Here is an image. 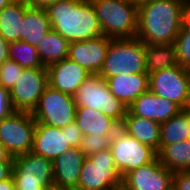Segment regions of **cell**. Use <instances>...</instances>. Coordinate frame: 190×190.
<instances>
[{"label": "cell", "instance_id": "cell-8", "mask_svg": "<svg viewBox=\"0 0 190 190\" xmlns=\"http://www.w3.org/2000/svg\"><path fill=\"white\" fill-rule=\"evenodd\" d=\"M109 149L121 178L130 171L152 162L157 157L154 149L140 143L121 128L112 136Z\"/></svg>", "mask_w": 190, "mask_h": 190}, {"label": "cell", "instance_id": "cell-1", "mask_svg": "<svg viewBox=\"0 0 190 190\" xmlns=\"http://www.w3.org/2000/svg\"><path fill=\"white\" fill-rule=\"evenodd\" d=\"M185 0H151L138 6L136 37L144 43H175Z\"/></svg>", "mask_w": 190, "mask_h": 190}, {"label": "cell", "instance_id": "cell-15", "mask_svg": "<svg viewBox=\"0 0 190 190\" xmlns=\"http://www.w3.org/2000/svg\"><path fill=\"white\" fill-rule=\"evenodd\" d=\"M182 110L177 104L148 90L142 93L131 105L128 111L136 116L163 123Z\"/></svg>", "mask_w": 190, "mask_h": 190}, {"label": "cell", "instance_id": "cell-22", "mask_svg": "<svg viewBox=\"0 0 190 190\" xmlns=\"http://www.w3.org/2000/svg\"><path fill=\"white\" fill-rule=\"evenodd\" d=\"M21 40L36 46L51 30L50 21L45 8L29 6L22 21Z\"/></svg>", "mask_w": 190, "mask_h": 190}, {"label": "cell", "instance_id": "cell-41", "mask_svg": "<svg viewBox=\"0 0 190 190\" xmlns=\"http://www.w3.org/2000/svg\"><path fill=\"white\" fill-rule=\"evenodd\" d=\"M13 159L11 153L0 143V161H13Z\"/></svg>", "mask_w": 190, "mask_h": 190}, {"label": "cell", "instance_id": "cell-12", "mask_svg": "<svg viewBox=\"0 0 190 190\" xmlns=\"http://www.w3.org/2000/svg\"><path fill=\"white\" fill-rule=\"evenodd\" d=\"M173 173L156 157L152 162L127 173L122 178L121 187L125 190H170L173 187Z\"/></svg>", "mask_w": 190, "mask_h": 190}, {"label": "cell", "instance_id": "cell-45", "mask_svg": "<svg viewBox=\"0 0 190 190\" xmlns=\"http://www.w3.org/2000/svg\"><path fill=\"white\" fill-rule=\"evenodd\" d=\"M188 114H189V117H190V109H188ZM189 136H190V131H189ZM190 140V138H189Z\"/></svg>", "mask_w": 190, "mask_h": 190}, {"label": "cell", "instance_id": "cell-16", "mask_svg": "<svg viewBox=\"0 0 190 190\" xmlns=\"http://www.w3.org/2000/svg\"><path fill=\"white\" fill-rule=\"evenodd\" d=\"M70 148L61 128L36 122L31 152L53 162Z\"/></svg>", "mask_w": 190, "mask_h": 190}, {"label": "cell", "instance_id": "cell-28", "mask_svg": "<svg viewBox=\"0 0 190 190\" xmlns=\"http://www.w3.org/2000/svg\"><path fill=\"white\" fill-rule=\"evenodd\" d=\"M8 60L17 62L23 69L46 68L39 59L37 48L22 40L9 42Z\"/></svg>", "mask_w": 190, "mask_h": 190}, {"label": "cell", "instance_id": "cell-10", "mask_svg": "<svg viewBox=\"0 0 190 190\" xmlns=\"http://www.w3.org/2000/svg\"><path fill=\"white\" fill-rule=\"evenodd\" d=\"M35 127L32 112L14 111L0 121V143L13 157L31 152Z\"/></svg>", "mask_w": 190, "mask_h": 190}, {"label": "cell", "instance_id": "cell-26", "mask_svg": "<svg viewBox=\"0 0 190 190\" xmlns=\"http://www.w3.org/2000/svg\"><path fill=\"white\" fill-rule=\"evenodd\" d=\"M157 157L167 169L176 171L190 170V140L163 146Z\"/></svg>", "mask_w": 190, "mask_h": 190}, {"label": "cell", "instance_id": "cell-11", "mask_svg": "<svg viewBox=\"0 0 190 190\" xmlns=\"http://www.w3.org/2000/svg\"><path fill=\"white\" fill-rule=\"evenodd\" d=\"M48 85L46 68L23 69L10 92V100L15 111L32 112Z\"/></svg>", "mask_w": 190, "mask_h": 190}, {"label": "cell", "instance_id": "cell-40", "mask_svg": "<svg viewBox=\"0 0 190 190\" xmlns=\"http://www.w3.org/2000/svg\"><path fill=\"white\" fill-rule=\"evenodd\" d=\"M0 190H16L13 176L0 182Z\"/></svg>", "mask_w": 190, "mask_h": 190}, {"label": "cell", "instance_id": "cell-24", "mask_svg": "<svg viewBox=\"0 0 190 190\" xmlns=\"http://www.w3.org/2000/svg\"><path fill=\"white\" fill-rule=\"evenodd\" d=\"M70 42L51 29L35 46L44 67L68 57Z\"/></svg>", "mask_w": 190, "mask_h": 190}, {"label": "cell", "instance_id": "cell-2", "mask_svg": "<svg viewBox=\"0 0 190 190\" xmlns=\"http://www.w3.org/2000/svg\"><path fill=\"white\" fill-rule=\"evenodd\" d=\"M51 29L69 42L103 35L90 0H59L46 8Z\"/></svg>", "mask_w": 190, "mask_h": 190}, {"label": "cell", "instance_id": "cell-33", "mask_svg": "<svg viewBox=\"0 0 190 190\" xmlns=\"http://www.w3.org/2000/svg\"><path fill=\"white\" fill-rule=\"evenodd\" d=\"M62 132H66V137L69 146L72 148H79L83 140V134L77 123L74 121L62 128Z\"/></svg>", "mask_w": 190, "mask_h": 190}, {"label": "cell", "instance_id": "cell-39", "mask_svg": "<svg viewBox=\"0 0 190 190\" xmlns=\"http://www.w3.org/2000/svg\"><path fill=\"white\" fill-rule=\"evenodd\" d=\"M29 6L46 8L48 5L58 2L59 0H25Z\"/></svg>", "mask_w": 190, "mask_h": 190}, {"label": "cell", "instance_id": "cell-38", "mask_svg": "<svg viewBox=\"0 0 190 190\" xmlns=\"http://www.w3.org/2000/svg\"><path fill=\"white\" fill-rule=\"evenodd\" d=\"M9 43L0 36V65L8 60Z\"/></svg>", "mask_w": 190, "mask_h": 190}, {"label": "cell", "instance_id": "cell-4", "mask_svg": "<svg viewBox=\"0 0 190 190\" xmlns=\"http://www.w3.org/2000/svg\"><path fill=\"white\" fill-rule=\"evenodd\" d=\"M136 73H148L144 42L137 37L132 39H112L99 75L107 79L120 74Z\"/></svg>", "mask_w": 190, "mask_h": 190}, {"label": "cell", "instance_id": "cell-37", "mask_svg": "<svg viewBox=\"0 0 190 190\" xmlns=\"http://www.w3.org/2000/svg\"><path fill=\"white\" fill-rule=\"evenodd\" d=\"M181 29H190V0H185L182 7Z\"/></svg>", "mask_w": 190, "mask_h": 190}, {"label": "cell", "instance_id": "cell-34", "mask_svg": "<svg viewBox=\"0 0 190 190\" xmlns=\"http://www.w3.org/2000/svg\"><path fill=\"white\" fill-rule=\"evenodd\" d=\"M14 111L9 90L0 85V121L10 116Z\"/></svg>", "mask_w": 190, "mask_h": 190}, {"label": "cell", "instance_id": "cell-5", "mask_svg": "<svg viewBox=\"0 0 190 190\" xmlns=\"http://www.w3.org/2000/svg\"><path fill=\"white\" fill-rule=\"evenodd\" d=\"M77 107L98 110L122 124L128 107L109 90L106 80L99 74L90 75L73 95Z\"/></svg>", "mask_w": 190, "mask_h": 190}, {"label": "cell", "instance_id": "cell-32", "mask_svg": "<svg viewBox=\"0 0 190 190\" xmlns=\"http://www.w3.org/2000/svg\"><path fill=\"white\" fill-rule=\"evenodd\" d=\"M16 190H40L45 185L32 172H12Z\"/></svg>", "mask_w": 190, "mask_h": 190}, {"label": "cell", "instance_id": "cell-36", "mask_svg": "<svg viewBox=\"0 0 190 190\" xmlns=\"http://www.w3.org/2000/svg\"><path fill=\"white\" fill-rule=\"evenodd\" d=\"M13 161H0V182L12 176Z\"/></svg>", "mask_w": 190, "mask_h": 190}, {"label": "cell", "instance_id": "cell-7", "mask_svg": "<svg viewBox=\"0 0 190 190\" xmlns=\"http://www.w3.org/2000/svg\"><path fill=\"white\" fill-rule=\"evenodd\" d=\"M77 106L70 94L47 85L32 115L37 123L63 128L75 121Z\"/></svg>", "mask_w": 190, "mask_h": 190}, {"label": "cell", "instance_id": "cell-35", "mask_svg": "<svg viewBox=\"0 0 190 190\" xmlns=\"http://www.w3.org/2000/svg\"><path fill=\"white\" fill-rule=\"evenodd\" d=\"M173 188L175 190H190V170L173 173Z\"/></svg>", "mask_w": 190, "mask_h": 190}, {"label": "cell", "instance_id": "cell-25", "mask_svg": "<svg viewBox=\"0 0 190 190\" xmlns=\"http://www.w3.org/2000/svg\"><path fill=\"white\" fill-rule=\"evenodd\" d=\"M190 117L188 108L160 124V149L163 146L189 140Z\"/></svg>", "mask_w": 190, "mask_h": 190}, {"label": "cell", "instance_id": "cell-14", "mask_svg": "<svg viewBox=\"0 0 190 190\" xmlns=\"http://www.w3.org/2000/svg\"><path fill=\"white\" fill-rule=\"evenodd\" d=\"M48 85L63 93L74 95L82 83L92 75L69 58L46 67Z\"/></svg>", "mask_w": 190, "mask_h": 190}, {"label": "cell", "instance_id": "cell-17", "mask_svg": "<svg viewBox=\"0 0 190 190\" xmlns=\"http://www.w3.org/2000/svg\"><path fill=\"white\" fill-rule=\"evenodd\" d=\"M80 148H70L53 163L54 185L59 190H75L85 160Z\"/></svg>", "mask_w": 190, "mask_h": 190}, {"label": "cell", "instance_id": "cell-20", "mask_svg": "<svg viewBox=\"0 0 190 190\" xmlns=\"http://www.w3.org/2000/svg\"><path fill=\"white\" fill-rule=\"evenodd\" d=\"M75 122L83 135L113 136L120 125L102 112L87 107H77Z\"/></svg>", "mask_w": 190, "mask_h": 190}, {"label": "cell", "instance_id": "cell-13", "mask_svg": "<svg viewBox=\"0 0 190 190\" xmlns=\"http://www.w3.org/2000/svg\"><path fill=\"white\" fill-rule=\"evenodd\" d=\"M111 38L101 35L85 41L70 42L68 57L91 74H99L103 68Z\"/></svg>", "mask_w": 190, "mask_h": 190}, {"label": "cell", "instance_id": "cell-3", "mask_svg": "<svg viewBox=\"0 0 190 190\" xmlns=\"http://www.w3.org/2000/svg\"><path fill=\"white\" fill-rule=\"evenodd\" d=\"M103 35L132 39L137 34L138 6L130 0H90Z\"/></svg>", "mask_w": 190, "mask_h": 190}, {"label": "cell", "instance_id": "cell-6", "mask_svg": "<svg viewBox=\"0 0 190 190\" xmlns=\"http://www.w3.org/2000/svg\"><path fill=\"white\" fill-rule=\"evenodd\" d=\"M122 178L110 149L85 158L75 190H111L121 187Z\"/></svg>", "mask_w": 190, "mask_h": 190}, {"label": "cell", "instance_id": "cell-30", "mask_svg": "<svg viewBox=\"0 0 190 190\" xmlns=\"http://www.w3.org/2000/svg\"><path fill=\"white\" fill-rule=\"evenodd\" d=\"M175 45L178 64L190 70V29H180Z\"/></svg>", "mask_w": 190, "mask_h": 190}, {"label": "cell", "instance_id": "cell-46", "mask_svg": "<svg viewBox=\"0 0 190 190\" xmlns=\"http://www.w3.org/2000/svg\"><path fill=\"white\" fill-rule=\"evenodd\" d=\"M117 190H125L124 188H122V187H119V188H117Z\"/></svg>", "mask_w": 190, "mask_h": 190}, {"label": "cell", "instance_id": "cell-9", "mask_svg": "<svg viewBox=\"0 0 190 190\" xmlns=\"http://www.w3.org/2000/svg\"><path fill=\"white\" fill-rule=\"evenodd\" d=\"M149 90L186 109L190 101V70L177 64L149 73Z\"/></svg>", "mask_w": 190, "mask_h": 190}, {"label": "cell", "instance_id": "cell-42", "mask_svg": "<svg viewBox=\"0 0 190 190\" xmlns=\"http://www.w3.org/2000/svg\"><path fill=\"white\" fill-rule=\"evenodd\" d=\"M15 0H0V11L9 4L13 3Z\"/></svg>", "mask_w": 190, "mask_h": 190}, {"label": "cell", "instance_id": "cell-44", "mask_svg": "<svg viewBox=\"0 0 190 190\" xmlns=\"http://www.w3.org/2000/svg\"><path fill=\"white\" fill-rule=\"evenodd\" d=\"M132 3L136 4L137 6H139L140 4L147 2V1H151V0H130Z\"/></svg>", "mask_w": 190, "mask_h": 190}, {"label": "cell", "instance_id": "cell-27", "mask_svg": "<svg viewBox=\"0 0 190 190\" xmlns=\"http://www.w3.org/2000/svg\"><path fill=\"white\" fill-rule=\"evenodd\" d=\"M144 50L148 73L166 69L178 64L175 43H144Z\"/></svg>", "mask_w": 190, "mask_h": 190}, {"label": "cell", "instance_id": "cell-43", "mask_svg": "<svg viewBox=\"0 0 190 190\" xmlns=\"http://www.w3.org/2000/svg\"><path fill=\"white\" fill-rule=\"evenodd\" d=\"M40 190H59V189L53 184V185L44 186Z\"/></svg>", "mask_w": 190, "mask_h": 190}, {"label": "cell", "instance_id": "cell-31", "mask_svg": "<svg viewBox=\"0 0 190 190\" xmlns=\"http://www.w3.org/2000/svg\"><path fill=\"white\" fill-rule=\"evenodd\" d=\"M22 71L23 68L17 62L6 60L0 65V85L10 91Z\"/></svg>", "mask_w": 190, "mask_h": 190}, {"label": "cell", "instance_id": "cell-21", "mask_svg": "<svg viewBox=\"0 0 190 190\" xmlns=\"http://www.w3.org/2000/svg\"><path fill=\"white\" fill-rule=\"evenodd\" d=\"M28 7L25 0H15L0 11V36L8 43L21 40L22 21Z\"/></svg>", "mask_w": 190, "mask_h": 190}, {"label": "cell", "instance_id": "cell-18", "mask_svg": "<svg viewBox=\"0 0 190 190\" xmlns=\"http://www.w3.org/2000/svg\"><path fill=\"white\" fill-rule=\"evenodd\" d=\"M105 80L110 92L127 107L149 90V73L120 74Z\"/></svg>", "mask_w": 190, "mask_h": 190}, {"label": "cell", "instance_id": "cell-29", "mask_svg": "<svg viewBox=\"0 0 190 190\" xmlns=\"http://www.w3.org/2000/svg\"><path fill=\"white\" fill-rule=\"evenodd\" d=\"M112 136L104 135H83L80 149L87 158L95 153L106 150L111 145Z\"/></svg>", "mask_w": 190, "mask_h": 190}, {"label": "cell", "instance_id": "cell-23", "mask_svg": "<svg viewBox=\"0 0 190 190\" xmlns=\"http://www.w3.org/2000/svg\"><path fill=\"white\" fill-rule=\"evenodd\" d=\"M12 172H32L45 186L54 184L52 161L33 152L15 156Z\"/></svg>", "mask_w": 190, "mask_h": 190}, {"label": "cell", "instance_id": "cell-19", "mask_svg": "<svg viewBox=\"0 0 190 190\" xmlns=\"http://www.w3.org/2000/svg\"><path fill=\"white\" fill-rule=\"evenodd\" d=\"M120 128L140 143L150 146L156 152L160 150V123L136 117L127 111Z\"/></svg>", "mask_w": 190, "mask_h": 190}]
</instances>
